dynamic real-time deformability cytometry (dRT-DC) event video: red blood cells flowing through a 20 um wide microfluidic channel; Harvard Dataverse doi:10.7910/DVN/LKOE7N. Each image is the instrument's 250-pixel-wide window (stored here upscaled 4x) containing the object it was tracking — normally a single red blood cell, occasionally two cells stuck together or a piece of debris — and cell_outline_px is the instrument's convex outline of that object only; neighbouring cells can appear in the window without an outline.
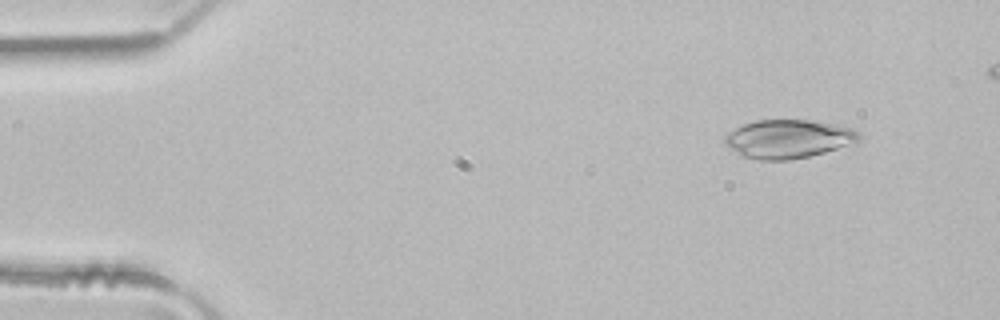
{"species": "common noctule bat (a hibernating species)", "species_latin": "Nyctalus noctula", "temperature_condition": "room temperature", "stored_images_in_passage": 5, "segment_of_instrument_passage": [1, 2], "camera_frame_rate_fps": 3000, "um_per_image_px": 0.085, "animal": {"sex": "male", "body_mass_g": 21.5, "forearm_length_mm": 52.0}, "frame": {"image": 1, "passage_image": 2, "time_ms": 0.333, "image_size_px": [1000, 320], "cell_outline_px": [[864, 136], [856, 144], [808, 156], [788, 160], [760, 160], [740, 156], [724, 144], [724, 136], [728, 132], [744, 124], [756, 120], [808, 120], [836, 124], [852, 128], [860, 132]], "centroid_in_image_um": [67.04, 11.81], "position_along_channel_um": 18.0, "area_um2": 30.52}}